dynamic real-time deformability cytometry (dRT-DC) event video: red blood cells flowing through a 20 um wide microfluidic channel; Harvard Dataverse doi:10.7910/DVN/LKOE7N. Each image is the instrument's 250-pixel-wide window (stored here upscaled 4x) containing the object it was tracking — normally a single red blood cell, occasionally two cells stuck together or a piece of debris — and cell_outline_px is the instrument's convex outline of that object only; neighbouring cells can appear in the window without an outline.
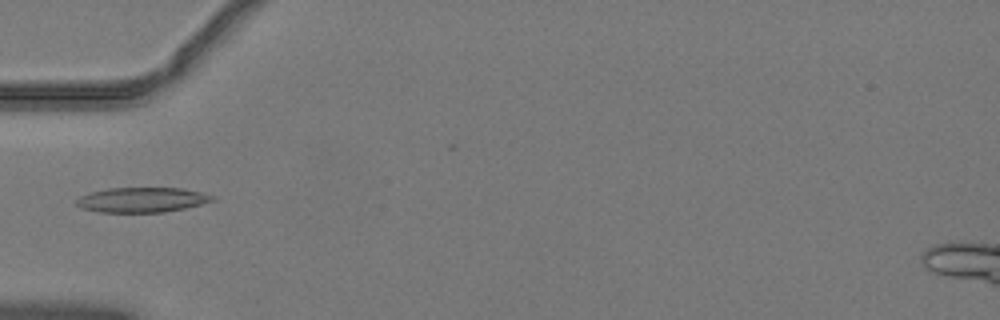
{"species": "common noctule bat (a hibernating species)", "species_latin": "Nyctalus noctula", "temperature_condition": "warm", "stored_images_in_passage": 35, "camera_frame_rate_fps": 3000, "um_per_image_px": 0.085, "animal": {"sex": "male", "body_mass_g": 19.2, "forearm_length_mm": 51.8}, "frame": {"image": 1, "passage_image": 1, "time_ms": 0.0, "image_size_px": [1000, 320], "cell_outline_px": [[216, 200], [184, 208], [164, 212], [100, 212], [80, 208], [76, 204], [76, 200], [80, 196], [88, 192], [108, 188], [184, 188], [216, 196]], "centroid_in_image_um": [12.05, 16.98], "position_along_channel_um": 72.9, "area_um2": 19.83}}
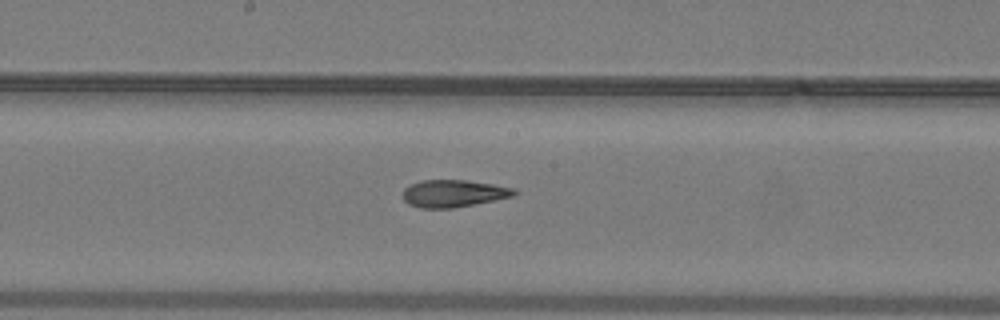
{"frame": {"image": 2, "passage_image": 11, "time_ms": 3.333, "image_size_px": [1000, 320], "cell_outline_px": [[520, 192], [512, 196], [452, 208], [420, 208], [408, 204], [404, 200], [404, 188], [420, 180], [464, 180], [492, 184], [512, 188]], "centroid_in_image_um": [38.52, 16.44], "position_along_channel_um": 209.7, "area_um2": 17.4}}
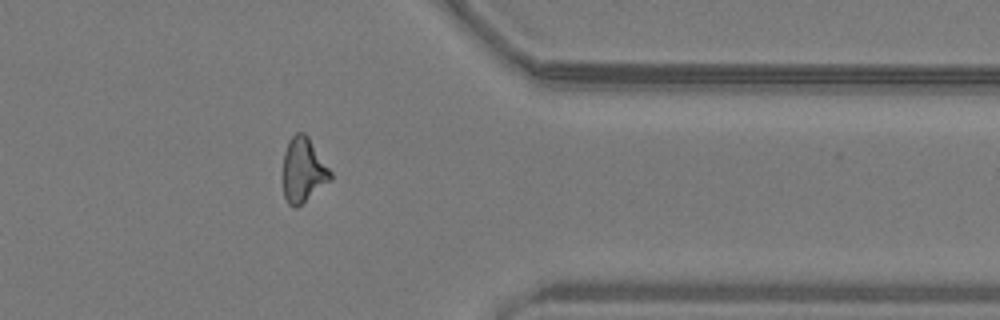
{"frame": {"image": 3, "passage_image": 25, "time_ms": 8.0, "image_size_px": [1000, 320], "cell_outline_px": [[332, 180], [296, 208], [292, 208], [288, 204], [284, 196], [284, 152], [288, 140], [296, 132], [304, 132], [308, 136], [332, 172]], "centroid_in_image_um": [25.79, 14.46], "position_along_channel_um": 385.6, "area_um2": 17.92}, "authors_computed_cell_mechanics": {"area_um2": 17.9758, "velocity_mm_per_s": 4.059, "shape_relaxation_time_tau1_ms": null, "shape_relaxation_time_tau2_ms": 2.4313, "deformation_change_tau1": null, "deformation_change_tau2": 0.106}}